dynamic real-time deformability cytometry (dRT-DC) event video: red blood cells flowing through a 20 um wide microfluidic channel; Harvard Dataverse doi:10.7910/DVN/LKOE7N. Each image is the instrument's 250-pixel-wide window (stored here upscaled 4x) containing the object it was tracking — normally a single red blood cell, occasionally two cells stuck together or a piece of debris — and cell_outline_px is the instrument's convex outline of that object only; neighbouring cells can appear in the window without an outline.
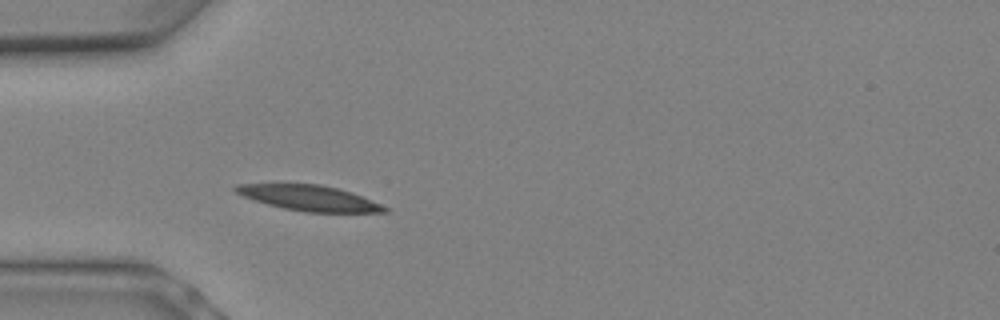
{"species": "Egyptian fruit bat (a non-hibernating species)", "species_latin": "Rousettus aegyptiacus", "temperature_condition": "warm", "stored_images_in_passage": 1, "camera_frame_rate_fps": 3000, "um_per_image_px": 0.085, "animal": {"sex": "female"}, "frame": {"image": 1, "passage_image": 1, "time_ms": 0.0, "image_size_px": [1000, 320], "cell_outline_px": [[388, 212], [304, 212], [284, 208], [268, 204], [244, 196], [236, 192], [232, 188], [236, 184], [320, 184], [352, 192], [380, 204], [388, 208]], "centroid_in_image_um": [26.28, 16.83], "position_along_channel_um": 58.7, "area_um2": 21.73}}